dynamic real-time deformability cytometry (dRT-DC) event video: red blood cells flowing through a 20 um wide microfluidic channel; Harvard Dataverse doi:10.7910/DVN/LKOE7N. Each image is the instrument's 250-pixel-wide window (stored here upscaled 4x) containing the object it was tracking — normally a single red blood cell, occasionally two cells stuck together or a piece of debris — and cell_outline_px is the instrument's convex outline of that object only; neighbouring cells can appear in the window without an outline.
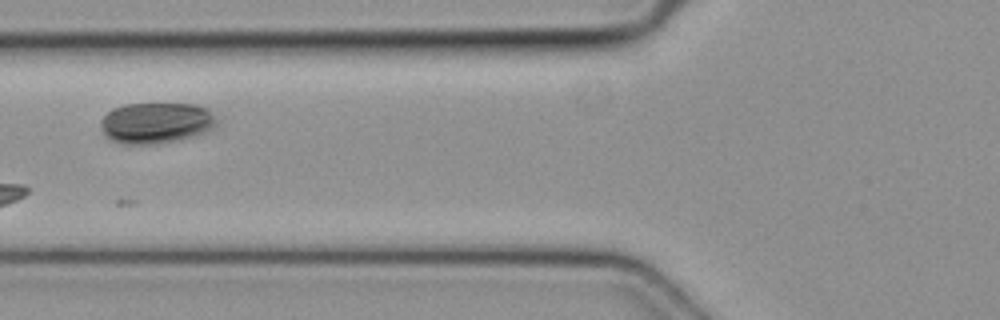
{"species": "common noctule bat (a hibernating species)", "species_latin": "Nyctalus noctula", "temperature_condition": "cold", "stored_images_in_passage": 4, "camera_frame_rate_fps": 3000, "um_per_image_px": 0.085, "animal": {"sex": "female", "body_mass_g": 19.3, "forearm_length_mm": 54.1}, "frame": {"image": 1, "passage_image": 2, "time_ms": 0.333, "image_size_px": [1000, 320], "cell_outline_px": [[220, 120], [212, 128], [196, 136], [176, 140], [152, 144], [120, 144], [108, 140], [104, 136], [100, 128], [100, 124], [104, 116], [112, 108], [124, 104], [196, 104], [208, 108]], "centroid_in_image_um": [13.26, 10.45], "position_along_channel_um": 112.5, "area_um2": 28.09}}